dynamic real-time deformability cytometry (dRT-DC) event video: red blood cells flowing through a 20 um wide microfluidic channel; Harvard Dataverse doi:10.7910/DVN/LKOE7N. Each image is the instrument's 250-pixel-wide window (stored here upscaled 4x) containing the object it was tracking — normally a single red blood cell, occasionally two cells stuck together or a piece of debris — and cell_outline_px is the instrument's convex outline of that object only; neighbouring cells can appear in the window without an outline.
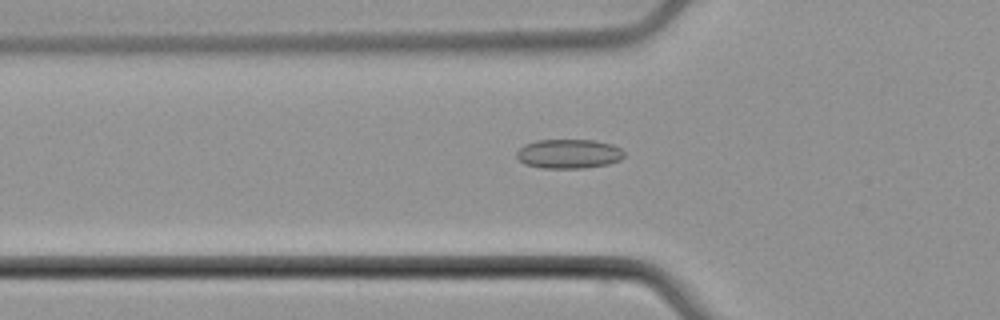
{"species": "common noctule bat (a hibernating species)", "species_latin": "Nyctalus noctula", "temperature_condition": "cold", "stored_images_in_passage": 55, "camera_frame_rate_fps": 3000, "um_per_image_px": 0.085, "animal": {"sex": "male", "body_mass_g": 21.5, "forearm_length_mm": 52.0}, "frame": {"image": 1, "passage_image": 19, "time_ms": 6.0, "image_size_px": [1000, 320], "cell_outline_px": [[624, 156], [620, 160], [608, 164], [584, 168], [540, 168], [524, 164], [516, 156], [516, 152], [524, 144], [536, 140], [596, 140], [612, 144], [620, 148], [624, 152]], "centroid_in_image_um": [48.34, 13.07], "position_along_channel_um": 77.5, "area_um2": 18.5}}
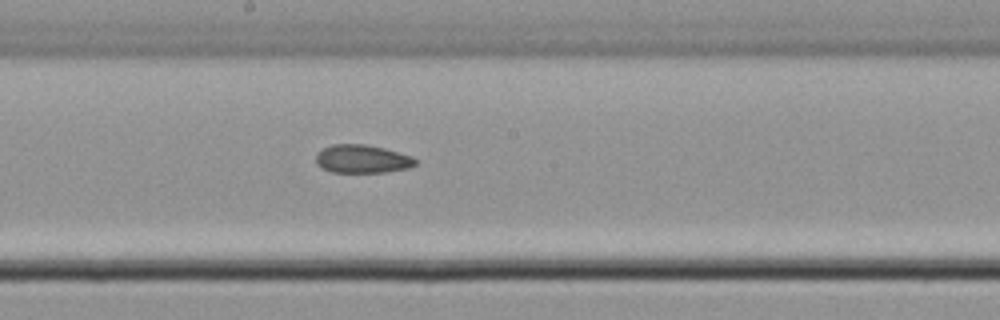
{"frame": {"image": 2, "passage_image": 30, "time_ms": 9.667, "image_size_px": [1000, 320], "cell_outline_px": [[416, 164], [408, 168], [384, 172], [332, 172], [320, 168], [316, 164], [316, 152], [332, 144], [364, 144], [384, 148], [412, 156], [416, 160]], "centroid_in_image_um": [30.75, 13.51], "position_along_channel_um": 217.5, "area_um2": 16.42}}
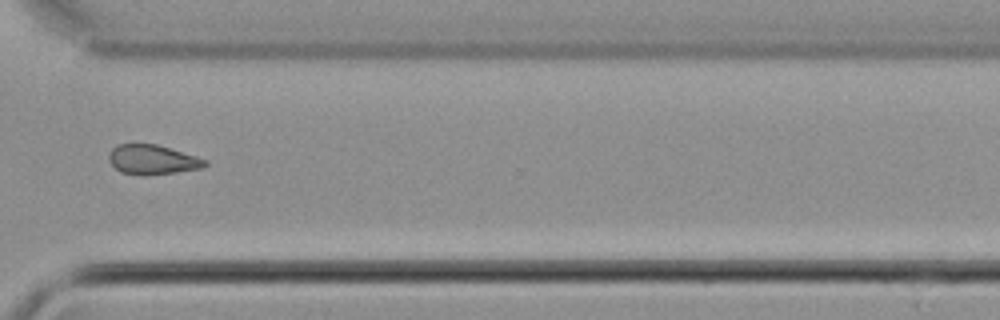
{"frame": {"image": 3, "passage_image": 41, "time_ms": 13.333, "image_size_px": [1000, 320], "cell_outline_px": [[208, 164], [200, 168], [176, 172], [148, 176], [140, 176], [120, 172], [108, 160], [108, 152], [116, 144], [156, 144], [196, 156], [208, 160]], "centroid_in_image_um": [12.92, 13.58], "position_along_channel_um": 357.7, "area_um2": 16.76}, "authors_computed_cell_mechanics": {"area_um2": 17.2244, "velocity_mm_per_s": 3.8132, "shape_relaxation_time_tau1_ms": null, "shape_relaxation_time_tau2_ms": 4.6625, "deformation_change_tau1": null, "deformation_change_tau2": 0.0996}}